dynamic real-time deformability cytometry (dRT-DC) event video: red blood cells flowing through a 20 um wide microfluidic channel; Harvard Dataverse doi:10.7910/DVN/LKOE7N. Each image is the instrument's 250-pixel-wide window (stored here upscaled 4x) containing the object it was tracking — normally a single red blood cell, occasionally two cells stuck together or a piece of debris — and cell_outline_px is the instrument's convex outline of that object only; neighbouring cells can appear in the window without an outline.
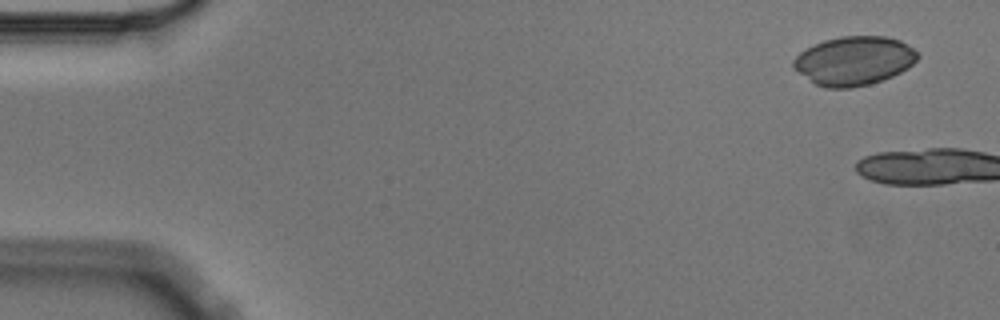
{"species": "Egyptian fruit bat (a non-hibernating species)", "species_latin": "Rousettus aegyptiacus", "temperature_condition": "cold", "stored_images_in_passage": 6, "camera_frame_rate_fps": 3000, "um_per_image_px": 0.085, "animal": {"sex": "male"}, "frame": {"image": 1, "passage_image": 1, "time_ms": 0.0, "image_size_px": [1000, 320], "cell_outline_px": [[920, 56], [908, 68], [892, 76], [868, 84], [852, 88], [824, 88], [816, 84], [792, 68], [792, 60], [800, 52], [812, 44], [824, 40], [840, 36], [888, 36], [900, 40], [920, 52]], "centroid_in_image_um": [72.59, 5.15], "position_along_channel_um": 12.4, "area_um2": 35.6}}